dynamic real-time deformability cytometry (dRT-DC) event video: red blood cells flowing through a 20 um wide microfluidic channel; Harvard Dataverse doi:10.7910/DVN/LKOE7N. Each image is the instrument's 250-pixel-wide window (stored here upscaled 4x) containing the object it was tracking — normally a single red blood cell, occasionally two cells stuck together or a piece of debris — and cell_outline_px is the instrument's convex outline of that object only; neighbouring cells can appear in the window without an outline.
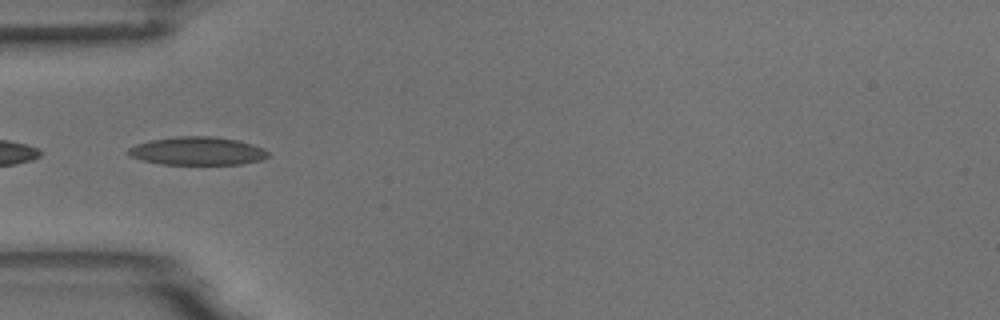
{"species": "common noctule bat (a hibernating species)", "species_latin": "Nyctalus noctula", "temperature_condition": "room temperature", "stored_images_in_passage": 5, "camera_frame_rate_fps": 3000, "um_per_image_px": 0.085, "animal": {"sex": "male", "body_mass_g": 18.8}, "frame": {"image": 1, "passage_image": 5, "time_ms": 1.333, "image_size_px": [1000, 320], "cell_outline_px": [[268, 156], [260, 160], [240, 164], [160, 164], [144, 160], [132, 156], [128, 152], [128, 148], [136, 144], [152, 140], [176, 136], [212, 136], [236, 140], [252, 144], [264, 148], [268, 152]], "centroid_in_image_um": [16.79, 12.83], "position_along_channel_um": 68.2, "area_um2": 22.72}}